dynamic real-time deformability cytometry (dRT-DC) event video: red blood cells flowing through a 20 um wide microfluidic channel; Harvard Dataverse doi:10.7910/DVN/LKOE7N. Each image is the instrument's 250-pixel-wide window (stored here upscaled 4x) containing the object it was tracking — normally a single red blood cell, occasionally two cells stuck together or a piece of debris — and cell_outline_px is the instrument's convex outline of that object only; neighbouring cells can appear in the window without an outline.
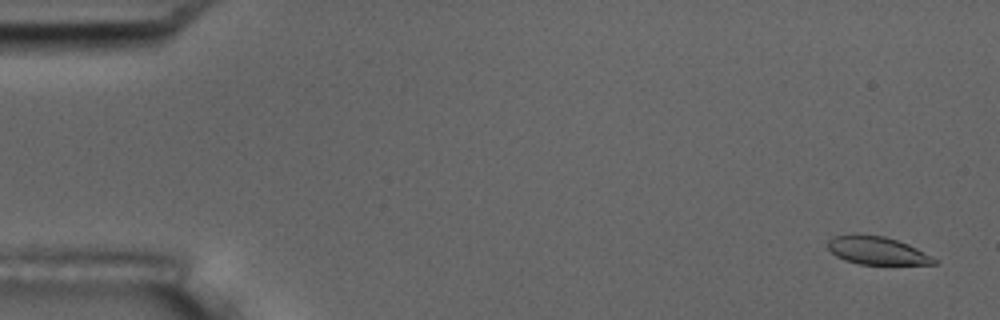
{"species": "common noctule bat (a hibernating species)", "species_latin": "Nyctalus noctula", "temperature_condition": "room temperature", "stored_images_in_passage": 6, "camera_frame_rate_fps": 3000, "um_per_image_px": 0.085, "animal": {"sex": "male", "body_mass_g": 17.5, "forearm_length_mm": 52.3}, "frame": {"image": 1, "passage_image": 1, "time_ms": 0.0, "image_size_px": [1000, 320], "cell_outline_px": [[936, 264], [860, 264], [844, 260], [836, 256], [828, 248], [828, 240], [832, 236], [884, 236], [908, 244], [916, 248], [936, 260]], "centroid_in_image_um": [74.53, 21.32], "position_along_channel_um": 10.5, "area_um2": 16.65}}
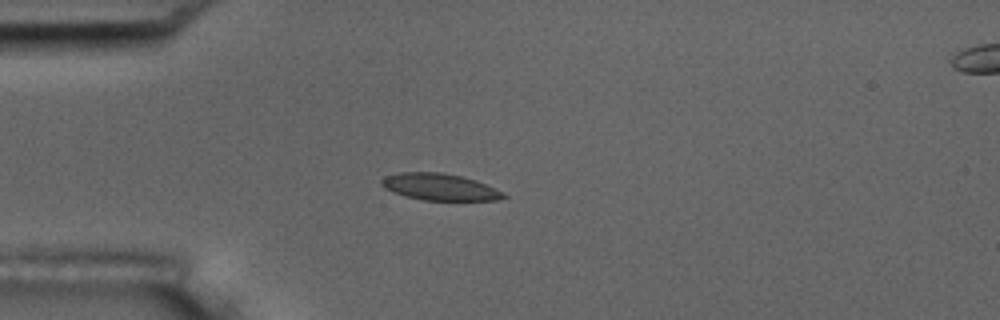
{"frame": {"image": 2, "passage_image": 5, "time_ms": 4.333, "image_size_px": [1000, 320], "cell_outline_px": [[508, 196], [500, 200], [424, 200], [408, 196], [384, 188], [380, 184], [380, 180], [384, 176], [400, 172], [444, 172], [476, 180], [496, 188], [504, 192]], "centroid_in_image_um": [37.41, 15.88], "position_along_channel_um": 47.6, "area_um2": 19.02}}